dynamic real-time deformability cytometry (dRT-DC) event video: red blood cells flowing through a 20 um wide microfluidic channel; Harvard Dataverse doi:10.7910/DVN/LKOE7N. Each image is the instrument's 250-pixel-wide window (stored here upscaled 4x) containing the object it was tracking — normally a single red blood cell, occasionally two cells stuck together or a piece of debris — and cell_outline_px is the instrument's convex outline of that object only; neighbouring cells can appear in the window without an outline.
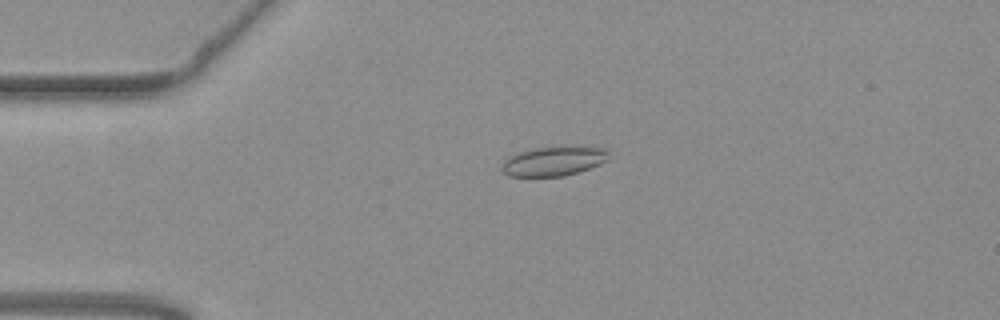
{"species": "common noctule bat (a hibernating species)", "species_latin": "Nyctalus noctula", "temperature_condition": "warm", "stored_images_in_passage": 53, "camera_frame_rate_fps": 3000, "um_per_image_px": 0.085, "animal": {"sex": "female", "body_mass_g": 19.3, "forearm_length_mm": 54.1}, "frame": {"image": 1, "passage_image": 10, "time_ms": 3.0, "image_size_px": [1000, 320], "cell_outline_px": [[608, 160], [600, 164], [580, 172], [564, 176], [508, 176], [500, 168], [504, 160], [516, 152], [536, 148], [572, 144], [576, 144], [604, 148], [608, 152]], "centroid_in_image_um": [47.1, 13.66], "position_along_channel_um": 37.9, "area_um2": 18.96}}
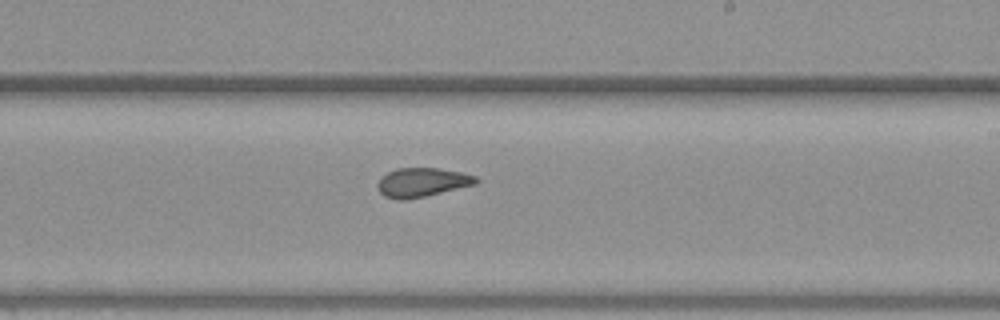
{"frame": {"image": 2, "passage_image": 30, "time_ms": 9.667, "image_size_px": [1000, 320], "cell_outline_px": [[480, 180], [476, 184], [424, 196], [404, 200], [396, 200], [384, 196], [380, 192], [376, 184], [388, 172], [396, 168], [440, 168], [460, 172], [476, 176]], "centroid_in_image_um": [35.88, 15.5], "position_along_channel_um": 253.1, "area_um2": 16.53}}
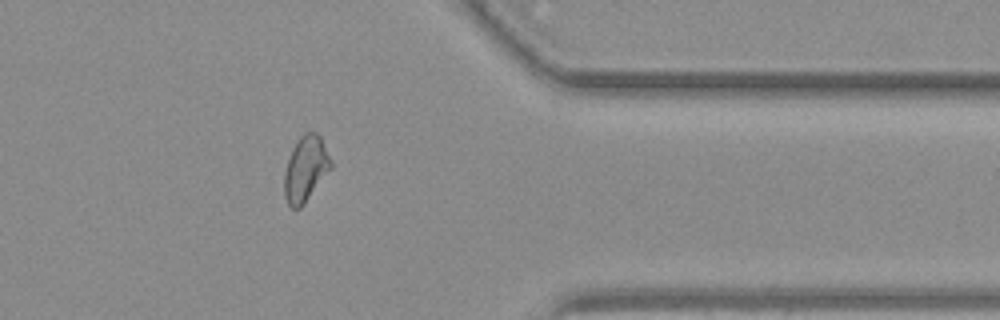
{"frame": {"image": 3, "passage_image": 42, "time_ms": 13.667, "image_size_px": [1000, 320], "cell_outline_px": [[332, 168], [304, 204], [300, 208], [292, 208], [288, 204], [284, 196], [284, 172], [292, 148], [300, 136], [304, 132], [316, 132], [320, 136], [332, 160]], "centroid_in_image_um": [25.98, 14.35], "position_along_channel_um": 385.4, "area_um2": 17.86}, "authors_computed_cell_mechanics": {"area_um2": 17.5712, "velocity_mm_per_s": 3.7076, "shape_relaxation_time_tau1_ms": 11.0553, "shape_relaxation_time_tau2_ms": 1.7756, "deformation_change_tau1": 0.2274, "deformation_change_tau2": 0.0785}}